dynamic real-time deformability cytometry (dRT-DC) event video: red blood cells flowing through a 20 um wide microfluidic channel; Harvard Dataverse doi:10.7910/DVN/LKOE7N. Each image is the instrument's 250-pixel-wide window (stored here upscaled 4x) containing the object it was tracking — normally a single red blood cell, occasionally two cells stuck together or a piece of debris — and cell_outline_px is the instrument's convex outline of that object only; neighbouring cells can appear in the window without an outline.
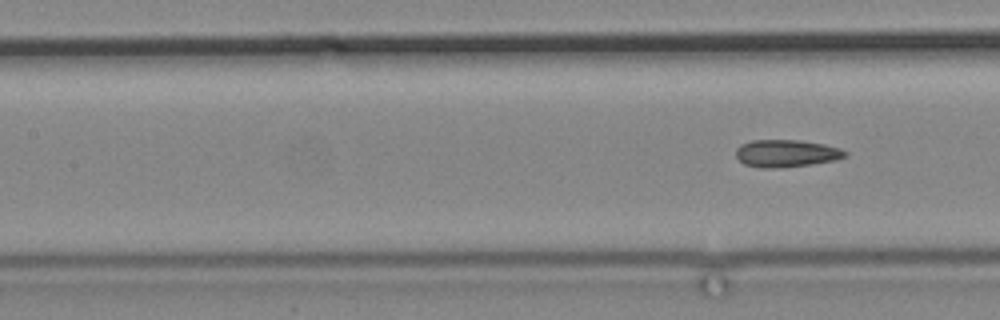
{"species": "common noctule bat (a hibernating species)", "species_latin": "Nyctalus noctula", "temperature_condition": "cold", "stored_images_in_passage": 17, "segment_of_instrument_passage": [2, 2], "camera_frame_rate_fps": 3000, "um_per_image_px": 0.085, "animal": {"sex": "male", "body_mass_g": 19.2, "forearm_length_mm": 51.8}, "frame": {"image": 1, "passage_image": 17, "time_ms": 20.333, "image_size_px": [1000, 320], "cell_outline_px": [[848, 156], [836, 160], [812, 164], [780, 168], [760, 168], [744, 164], [736, 156], [736, 148], [740, 144], [752, 140], [800, 140], [824, 144], [840, 148], [848, 152]], "centroid_in_image_um": [66.85, 13.04], "position_along_channel_um": 140.6, "area_um2": 17.63}}